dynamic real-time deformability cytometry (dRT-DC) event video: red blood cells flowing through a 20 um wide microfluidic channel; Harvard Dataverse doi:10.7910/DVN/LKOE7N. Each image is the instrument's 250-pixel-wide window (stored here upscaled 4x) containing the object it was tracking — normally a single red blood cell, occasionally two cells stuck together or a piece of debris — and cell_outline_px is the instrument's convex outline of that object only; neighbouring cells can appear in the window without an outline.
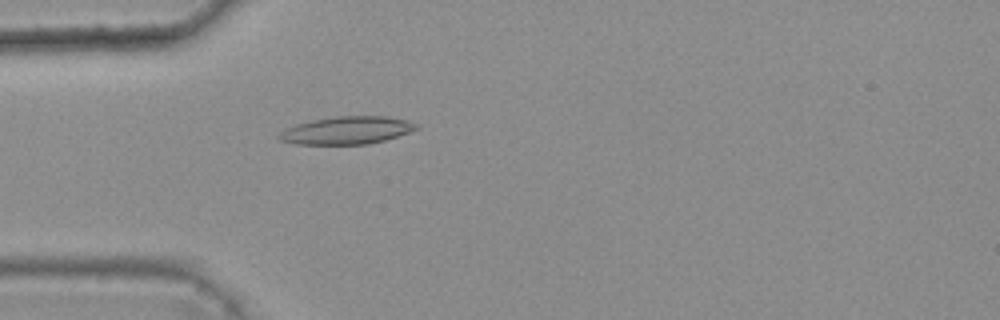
{"species": "common noctule bat (a hibernating species)", "species_latin": "Nyctalus noctula", "temperature_condition": "warm", "stored_images_in_passage": 1, "camera_frame_rate_fps": 3000, "um_per_image_px": 0.085, "animal": {"sex": "female", "body_mass_g": 25.1}, "frame": {"image": 1, "passage_image": 1, "time_ms": 0.0, "image_size_px": [1000, 320], "cell_outline_px": [[420, 128], [384, 140], [368, 144], [296, 144], [280, 140], [276, 136], [284, 128], [296, 124], [312, 120], [336, 116], [388, 116], [408, 120], [420, 124]], "centroid_in_image_um": [29.48, 11.07], "position_along_channel_um": 55.5, "area_um2": 22.25}}